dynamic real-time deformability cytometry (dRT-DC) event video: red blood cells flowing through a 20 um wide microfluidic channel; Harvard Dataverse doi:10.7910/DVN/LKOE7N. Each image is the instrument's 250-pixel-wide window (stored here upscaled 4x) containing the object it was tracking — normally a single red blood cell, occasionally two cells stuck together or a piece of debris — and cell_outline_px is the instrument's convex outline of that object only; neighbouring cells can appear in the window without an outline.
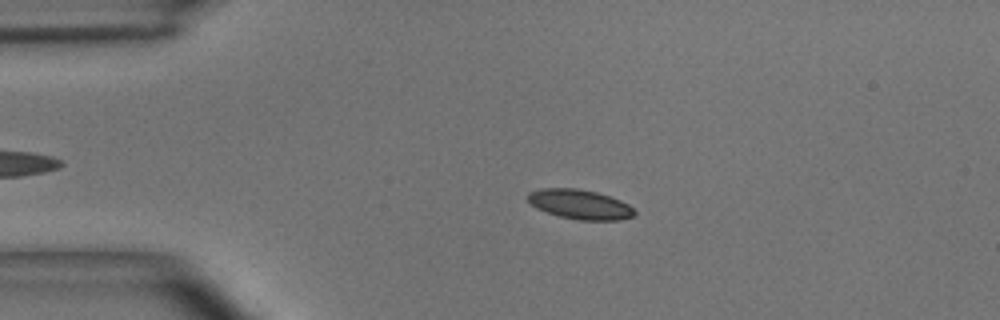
{"species": "common noctule bat (a hibernating species)", "species_latin": "Nyctalus noctula", "temperature_condition": "room temperature", "stored_images_in_passage": 49, "camera_frame_rate_fps": 3000, "um_per_image_px": 0.085, "animal": {"sex": "male", "body_mass_g": 15.6}, "frame": {"image": 1, "passage_image": 10, "time_ms": 3.0, "image_size_px": [1000, 320], "cell_outline_px": [[636, 212], [632, 216], [620, 220], [580, 220], [560, 216], [536, 208], [528, 200], [528, 192], [544, 188], [576, 188], [596, 192], [620, 200], [628, 204]], "centroid_in_image_um": [49.29, 17.37], "position_along_channel_um": 35.7, "area_um2": 18.15}}
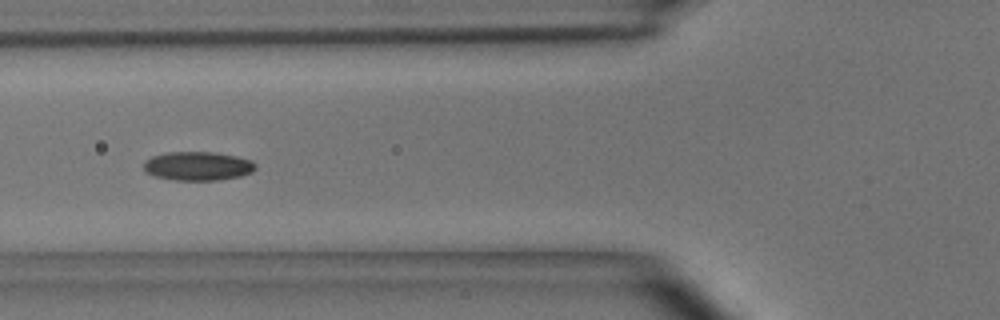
{"frame": {"image": 2, "passage_image": 18, "time_ms": 5.667, "image_size_px": [1000, 320], "cell_outline_px": [[256, 168], [252, 172], [240, 176], [220, 180], [176, 180], [156, 176], [144, 172], [144, 160], [152, 156], [168, 152], [212, 152], [236, 156], [252, 160], [256, 164]], "centroid_in_image_um": [16.82, 14.11], "position_along_channel_um": 109.0, "area_um2": 18.84}}
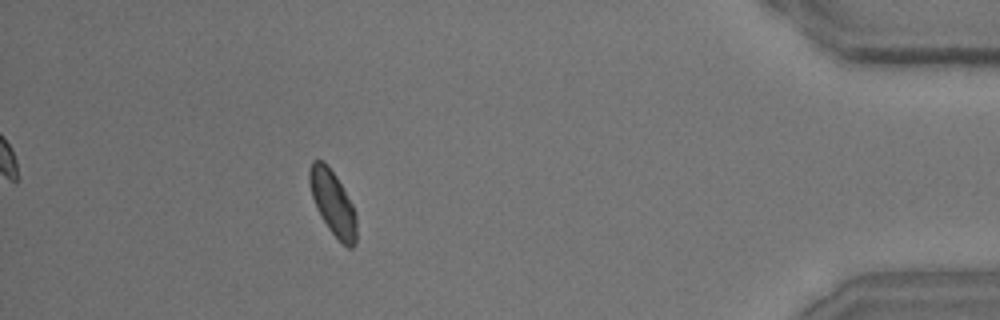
{"frame": {"image": 3, "passage_image": 44, "time_ms": 14.333, "image_size_px": [1000, 320], "cell_outline_px": [[356, 244], [352, 248], [348, 248], [328, 228], [316, 208], [312, 196], [308, 180], [308, 168], [312, 160], [324, 160], [336, 176], [352, 204], [356, 212]], "centroid_in_image_um": [28.27, 17.21], "position_along_channel_um": 406.9, "area_um2": 17.69}, "authors_computed_cell_mechanics": {"area_um2": 17.8602, "velocity_mm_per_s": 4.03, "shape_relaxation_time_tau1_ms": 2.2714, "shape_relaxation_time_tau2_ms": 2.2361, "deformation_change_tau1": 0.1015, "deformation_change_tau2": 0.0632}}